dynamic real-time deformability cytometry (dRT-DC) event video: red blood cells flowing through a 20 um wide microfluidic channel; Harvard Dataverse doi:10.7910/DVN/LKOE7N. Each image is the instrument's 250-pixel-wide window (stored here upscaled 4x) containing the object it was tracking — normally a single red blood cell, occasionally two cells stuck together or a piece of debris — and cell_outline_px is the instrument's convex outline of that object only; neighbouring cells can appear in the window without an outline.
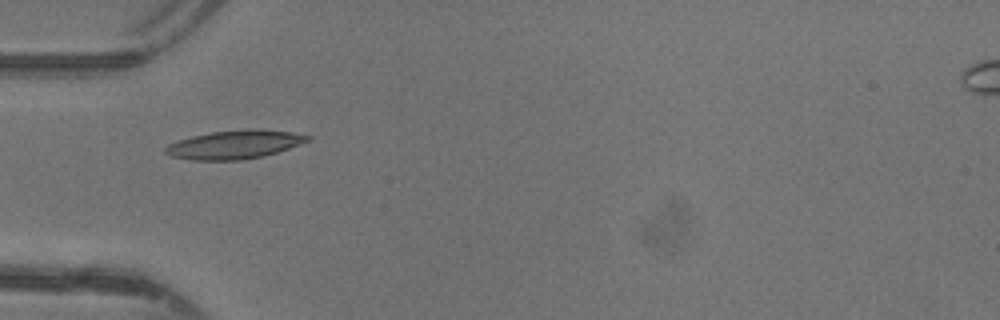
{"species": "common noctule bat (a hibernating species)", "species_latin": "Nyctalus noctula", "temperature_condition": "warm", "stored_images_in_passage": 4, "camera_frame_rate_fps": 3000, "um_per_image_px": 0.085, "animal": {"sex": "female"}, "frame": {"image": 1, "passage_image": 1, "time_ms": 0.0, "image_size_px": [1000, 320], "cell_outline_px": [[312, 140], [264, 156], [240, 160], [192, 160], [172, 156], [164, 152], [164, 148], [168, 144], [192, 136], [212, 132], [248, 128], [292, 132], [312, 136]], "centroid_in_image_um": [19.96, 12.28], "position_along_channel_um": 65.0, "area_um2": 23.58}}
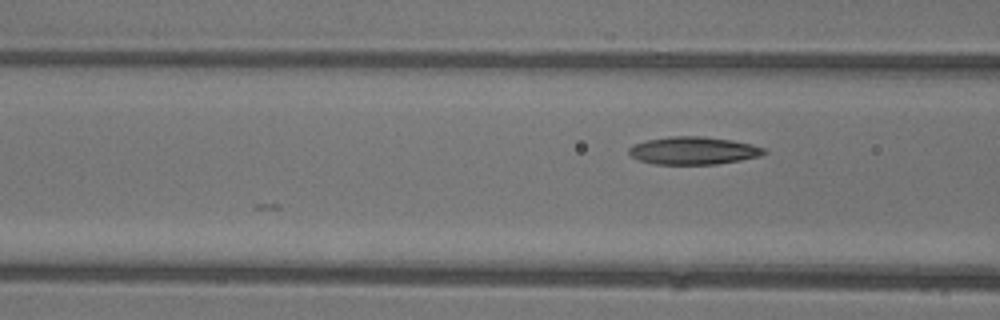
{"frame": {"image": 2, "passage_image": 4, "time_ms": 1.0, "image_size_px": [1000, 320], "cell_outline_px": [[768, 152], [760, 156], [740, 160], [716, 164], [656, 164], [640, 160], [632, 156], [628, 152], [628, 148], [632, 144], [648, 140], [668, 136], [704, 136], [732, 140], [752, 144], [764, 148]], "centroid_in_image_um": [58.95, 12.79], "position_along_channel_um": 107.7, "area_um2": 21.85}}